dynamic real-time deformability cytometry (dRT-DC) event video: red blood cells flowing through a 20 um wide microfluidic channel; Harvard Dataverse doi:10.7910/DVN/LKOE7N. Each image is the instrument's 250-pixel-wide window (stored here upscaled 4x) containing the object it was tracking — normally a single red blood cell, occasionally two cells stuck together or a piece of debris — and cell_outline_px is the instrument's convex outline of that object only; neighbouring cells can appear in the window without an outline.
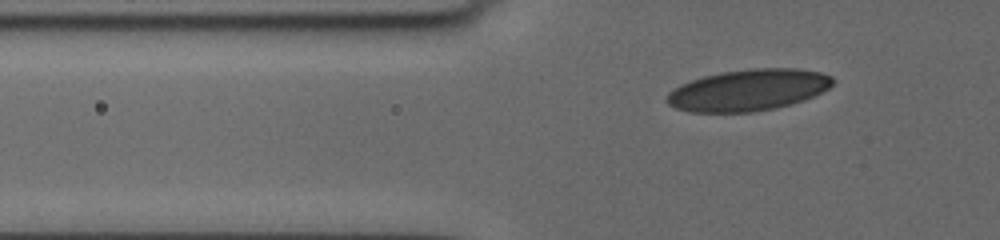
{"species": "human", "species_latin": "Homo sapiens", "temperature_condition": "cold", "stored_images_in_passage": 42, "camera_frame_rate_fps": 3000, "um_per_image_px": 0.085, "donor": {"sex": "female"}, "frame": {"image": 1, "passage_image": 5, "time_ms": 1.333, "image_size_px": [1000, 240], "cell_outline_px": [[832, 84], [828, 88], [812, 96], [776, 108], [752, 112], [692, 112], [676, 108], [668, 104], [664, 100], [668, 92], [680, 84], [704, 76], [720, 72], [756, 68], [796, 68], [820, 72], [832, 76]], "centroid_in_image_um": [63.55, 7.65], "position_along_channel_um": 62.3, "area_um2": 39.82}}
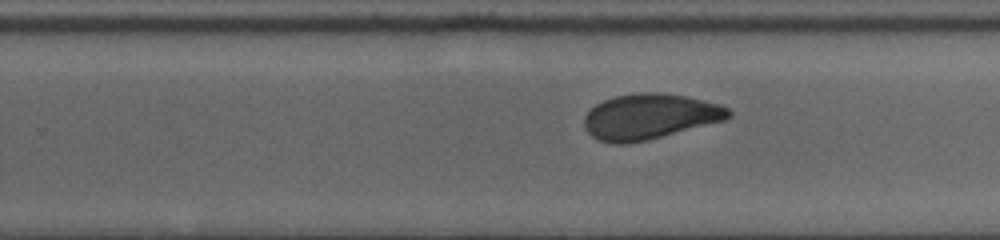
{"frame": {"image": 2, "passage_image": 24, "time_ms": 7.667, "image_size_px": [1000, 240], "cell_outline_px": [[732, 116], [724, 120], [648, 140], [628, 144], [616, 144], [600, 140], [592, 136], [584, 128], [584, 116], [596, 104], [604, 100], [616, 96], [640, 92], [660, 92], [684, 96], [704, 100], [720, 104], [728, 108], [732, 112]], "centroid_in_image_um": [55.22, 9.91], "position_along_channel_um": 274.6, "area_um2": 38.15}}
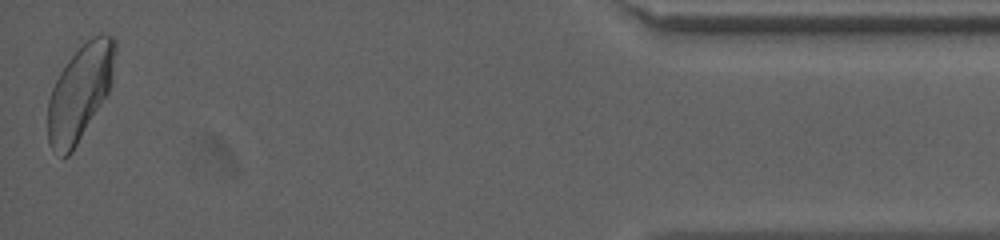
{"frame": {"image": 3, "passage_image": 42, "time_ms": 13.667, "image_size_px": [1000, 240], "cell_outline_px": [[116, 48], [112, 72], [108, 92], [72, 152], [68, 156], [64, 156], [52, 148], [48, 140], [48, 100], [52, 88], [60, 72], [68, 60], [92, 36], [100, 32], [104, 32], [112, 36], [116, 40]], "centroid_in_image_um": [6.79, 7.82], "position_along_channel_um": 428.4, "area_um2": 36.7}, "authors_computed_cell_mechanics": {"area_um2": 38.437, "velocity_mm_per_s": 3.6211, "shape_relaxation_time_tau1_ms": 4.0458, "shape_relaxation_time_tau2_ms": 1.2512, "deformation_change_tau1": 0.1281, "deformation_change_tau2": 0.0644}}